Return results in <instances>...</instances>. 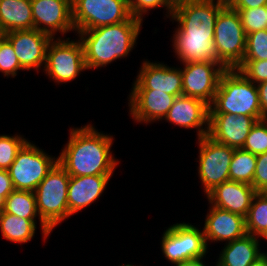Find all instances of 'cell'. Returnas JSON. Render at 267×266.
<instances>
[{
	"instance_id": "40",
	"label": "cell",
	"mask_w": 267,
	"mask_h": 266,
	"mask_svg": "<svg viewBox=\"0 0 267 266\" xmlns=\"http://www.w3.org/2000/svg\"><path fill=\"white\" fill-rule=\"evenodd\" d=\"M198 0H165L166 4L174 11L180 6H183L188 3H192Z\"/></svg>"
},
{
	"instance_id": "25",
	"label": "cell",
	"mask_w": 267,
	"mask_h": 266,
	"mask_svg": "<svg viewBox=\"0 0 267 266\" xmlns=\"http://www.w3.org/2000/svg\"><path fill=\"white\" fill-rule=\"evenodd\" d=\"M36 225L30 219H24L6 212H0V229L8 241L26 243L35 235Z\"/></svg>"
},
{
	"instance_id": "1",
	"label": "cell",
	"mask_w": 267,
	"mask_h": 266,
	"mask_svg": "<svg viewBox=\"0 0 267 266\" xmlns=\"http://www.w3.org/2000/svg\"><path fill=\"white\" fill-rule=\"evenodd\" d=\"M58 163L69 176L112 175L119 160L114 159L111 146L113 138L98 132L93 125L70 130Z\"/></svg>"
},
{
	"instance_id": "5",
	"label": "cell",
	"mask_w": 267,
	"mask_h": 266,
	"mask_svg": "<svg viewBox=\"0 0 267 266\" xmlns=\"http://www.w3.org/2000/svg\"><path fill=\"white\" fill-rule=\"evenodd\" d=\"M246 40L239 13L226 4L215 21L216 61L225 69H237L245 55Z\"/></svg>"
},
{
	"instance_id": "19",
	"label": "cell",
	"mask_w": 267,
	"mask_h": 266,
	"mask_svg": "<svg viewBox=\"0 0 267 266\" xmlns=\"http://www.w3.org/2000/svg\"><path fill=\"white\" fill-rule=\"evenodd\" d=\"M209 208L203 228L206 244L210 240L231 242L247 234L245 217L212 205Z\"/></svg>"
},
{
	"instance_id": "39",
	"label": "cell",
	"mask_w": 267,
	"mask_h": 266,
	"mask_svg": "<svg viewBox=\"0 0 267 266\" xmlns=\"http://www.w3.org/2000/svg\"><path fill=\"white\" fill-rule=\"evenodd\" d=\"M257 90L262 116L267 118V80L258 83Z\"/></svg>"
},
{
	"instance_id": "35",
	"label": "cell",
	"mask_w": 267,
	"mask_h": 266,
	"mask_svg": "<svg viewBox=\"0 0 267 266\" xmlns=\"http://www.w3.org/2000/svg\"><path fill=\"white\" fill-rule=\"evenodd\" d=\"M129 8L133 17L143 20V14L148 10L165 7L168 11V16L171 17L173 10L166 4L165 0H128Z\"/></svg>"
},
{
	"instance_id": "4",
	"label": "cell",
	"mask_w": 267,
	"mask_h": 266,
	"mask_svg": "<svg viewBox=\"0 0 267 266\" xmlns=\"http://www.w3.org/2000/svg\"><path fill=\"white\" fill-rule=\"evenodd\" d=\"M69 181L70 176L57 162L34 191L44 241L53 228L68 218Z\"/></svg>"
},
{
	"instance_id": "46",
	"label": "cell",
	"mask_w": 267,
	"mask_h": 266,
	"mask_svg": "<svg viewBox=\"0 0 267 266\" xmlns=\"http://www.w3.org/2000/svg\"><path fill=\"white\" fill-rule=\"evenodd\" d=\"M265 10H266V23H267V4L265 5Z\"/></svg>"
},
{
	"instance_id": "27",
	"label": "cell",
	"mask_w": 267,
	"mask_h": 266,
	"mask_svg": "<svg viewBox=\"0 0 267 266\" xmlns=\"http://www.w3.org/2000/svg\"><path fill=\"white\" fill-rule=\"evenodd\" d=\"M256 155L248 151L235 149L229 168L230 181L252 185L256 168Z\"/></svg>"
},
{
	"instance_id": "12",
	"label": "cell",
	"mask_w": 267,
	"mask_h": 266,
	"mask_svg": "<svg viewBox=\"0 0 267 266\" xmlns=\"http://www.w3.org/2000/svg\"><path fill=\"white\" fill-rule=\"evenodd\" d=\"M183 66V95L200 99L210 106L226 69L217 61L188 62Z\"/></svg>"
},
{
	"instance_id": "32",
	"label": "cell",
	"mask_w": 267,
	"mask_h": 266,
	"mask_svg": "<svg viewBox=\"0 0 267 266\" xmlns=\"http://www.w3.org/2000/svg\"><path fill=\"white\" fill-rule=\"evenodd\" d=\"M240 15L243 29L247 34L267 29L265 5L256 8L237 10Z\"/></svg>"
},
{
	"instance_id": "10",
	"label": "cell",
	"mask_w": 267,
	"mask_h": 266,
	"mask_svg": "<svg viewBox=\"0 0 267 266\" xmlns=\"http://www.w3.org/2000/svg\"><path fill=\"white\" fill-rule=\"evenodd\" d=\"M198 174L206 195L216 186L230 180L229 168L234 148L216 142L208 135L198 138Z\"/></svg>"
},
{
	"instance_id": "28",
	"label": "cell",
	"mask_w": 267,
	"mask_h": 266,
	"mask_svg": "<svg viewBox=\"0 0 267 266\" xmlns=\"http://www.w3.org/2000/svg\"><path fill=\"white\" fill-rule=\"evenodd\" d=\"M247 234L258 237L267 228V194L257 192L245 218Z\"/></svg>"
},
{
	"instance_id": "18",
	"label": "cell",
	"mask_w": 267,
	"mask_h": 266,
	"mask_svg": "<svg viewBox=\"0 0 267 266\" xmlns=\"http://www.w3.org/2000/svg\"><path fill=\"white\" fill-rule=\"evenodd\" d=\"M164 118L179 127L198 129V138L208 135L209 105L200 99L184 95L176 97Z\"/></svg>"
},
{
	"instance_id": "36",
	"label": "cell",
	"mask_w": 267,
	"mask_h": 266,
	"mask_svg": "<svg viewBox=\"0 0 267 266\" xmlns=\"http://www.w3.org/2000/svg\"><path fill=\"white\" fill-rule=\"evenodd\" d=\"M256 168L253 176V188L257 192L267 191V152L256 155Z\"/></svg>"
},
{
	"instance_id": "16",
	"label": "cell",
	"mask_w": 267,
	"mask_h": 266,
	"mask_svg": "<svg viewBox=\"0 0 267 266\" xmlns=\"http://www.w3.org/2000/svg\"><path fill=\"white\" fill-rule=\"evenodd\" d=\"M129 95L130 115L139 123L164 120L172 107L175 95L154 89H132Z\"/></svg>"
},
{
	"instance_id": "47",
	"label": "cell",
	"mask_w": 267,
	"mask_h": 266,
	"mask_svg": "<svg viewBox=\"0 0 267 266\" xmlns=\"http://www.w3.org/2000/svg\"><path fill=\"white\" fill-rule=\"evenodd\" d=\"M4 33H3V31L1 30V28H0V36H2Z\"/></svg>"
},
{
	"instance_id": "23",
	"label": "cell",
	"mask_w": 267,
	"mask_h": 266,
	"mask_svg": "<svg viewBox=\"0 0 267 266\" xmlns=\"http://www.w3.org/2000/svg\"><path fill=\"white\" fill-rule=\"evenodd\" d=\"M259 245V238L250 234L226 242L216 266H249L264 253L260 251Z\"/></svg>"
},
{
	"instance_id": "2",
	"label": "cell",
	"mask_w": 267,
	"mask_h": 266,
	"mask_svg": "<svg viewBox=\"0 0 267 266\" xmlns=\"http://www.w3.org/2000/svg\"><path fill=\"white\" fill-rule=\"evenodd\" d=\"M142 22L143 20L132 16L121 23L77 31L83 45L87 69L95 70L128 56L136 44Z\"/></svg>"
},
{
	"instance_id": "29",
	"label": "cell",
	"mask_w": 267,
	"mask_h": 266,
	"mask_svg": "<svg viewBox=\"0 0 267 266\" xmlns=\"http://www.w3.org/2000/svg\"><path fill=\"white\" fill-rule=\"evenodd\" d=\"M242 149L254 155L267 152V118L253 125Z\"/></svg>"
},
{
	"instance_id": "22",
	"label": "cell",
	"mask_w": 267,
	"mask_h": 266,
	"mask_svg": "<svg viewBox=\"0 0 267 266\" xmlns=\"http://www.w3.org/2000/svg\"><path fill=\"white\" fill-rule=\"evenodd\" d=\"M172 43L182 63L216 61L214 36L174 35Z\"/></svg>"
},
{
	"instance_id": "24",
	"label": "cell",
	"mask_w": 267,
	"mask_h": 266,
	"mask_svg": "<svg viewBox=\"0 0 267 266\" xmlns=\"http://www.w3.org/2000/svg\"><path fill=\"white\" fill-rule=\"evenodd\" d=\"M0 28L3 33L33 29L30 0H0Z\"/></svg>"
},
{
	"instance_id": "43",
	"label": "cell",
	"mask_w": 267,
	"mask_h": 266,
	"mask_svg": "<svg viewBox=\"0 0 267 266\" xmlns=\"http://www.w3.org/2000/svg\"><path fill=\"white\" fill-rule=\"evenodd\" d=\"M259 237H263V239L267 240V228L258 236Z\"/></svg>"
},
{
	"instance_id": "48",
	"label": "cell",
	"mask_w": 267,
	"mask_h": 266,
	"mask_svg": "<svg viewBox=\"0 0 267 266\" xmlns=\"http://www.w3.org/2000/svg\"><path fill=\"white\" fill-rule=\"evenodd\" d=\"M0 52H1V36H0Z\"/></svg>"
},
{
	"instance_id": "13",
	"label": "cell",
	"mask_w": 267,
	"mask_h": 266,
	"mask_svg": "<svg viewBox=\"0 0 267 266\" xmlns=\"http://www.w3.org/2000/svg\"><path fill=\"white\" fill-rule=\"evenodd\" d=\"M23 70L45 67L47 48L52 37L37 29L14 30L5 33Z\"/></svg>"
},
{
	"instance_id": "37",
	"label": "cell",
	"mask_w": 267,
	"mask_h": 266,
	"mask_svg": "<svg viewBox=\"0 0 267 266\" xmlns=\"http://www.w3.org/2000/svg\"><path fill=\"white\" fill-rule=\"evenodd\" d=\"M14 190L8 170L0 169V196L6 199Z\"/></svg>"
},
{
	"instance_id": "38",
	"label": "cell",
	"mask_w": 267,
	"mask_h": 266,
	"mask_svg": "<svg viewBox=\"0 0 267 266\" xmlns=\"http://www.w3.org/2000/svg\"><path fill=\"white\" fill-rule=\"evenodd\" d=\"M267 4V0H232L229 5L235 10L261 7Z\"/></svg>"
},
{
	"instance_id": "42",
	"label": "cell",
	"mask_w": 267,
	"mask_h": 266,
	"mask_svg": "<svg viewBox=\"0 0 267 266\" xmlns=\"http://www.w3.org/2000/svg\"><path fill=\"white\" fill-rule=\"evenodd\" d=\"M249 266H267V252L260 255Z\"/></svg>"
},
{
	"instance_id": "7",
	"label": "cell",
	"mask_w": 267,
	"mask_h": 266,
	"mask_svg": "<svg viewBox=\"0 0 267 266\" xmlns=\"http://www.w3.org/2000/svg\"><path fill=\"white\" fill-rule=\"evenodd\" d=\"M57 162L58 159L27 141L8 169L14 190L34 192Z\"/></svg>"
},
{
	"instance_id": "14",
	"label": "cell",
	"mask_w": 267,
	"mask_h": 266,
	"mask_svg": "<svg viewBox=\"0 0 267 266\" xmlns=\"http://www.w3.org/2000/svg\"><path fill=\"white\" fill-rule=\"evenodd\" d=\"M34 28L52 38L56 32L66 34L75 30L71 0H30ZM43 26V27H42Z\"/></svg>"
},
{
	"instance_id": "30",
	"label": "cell",
	"mask_w": 267,
	"mask_h": 266,
	"mask_svg": "<svg viewBox=\"0 0 267 266\" xmlns=\"http://www.w3.org/2000/svg\"><path fill=\"white\" fill-rule=\"evenodd\" d=\"M25 138L15 135H0V169L8 170L14 162L18 151L27 142Z\"/></svg>"
},
{
	"instance_id": "20",
	"label": "cell",
	"mask_w": 267,
	"mask_h": 266,
	"mask_svg": "<svg viewBox=\"0 0 267 266\" xmlns=\"http://www.w3.org/2000/svg\"><path fill=\"white\" fill-rule=\"evenodd\" d=\"M256 193L250 184L229 180L211 190L207 198L212 206L246 218Z\"/></svg>"
},
{
	"instance_id": "17",
	"label": "cell",
	"mask_w": 267,
	"mask_h": 266,
	"mask_svg": "<svg viewBox=\"0 0 267 266\" xmlns=\"http://www.w3.org/2000/svg\"><path fill=\"white\" fill-rule=\"evenodd\" d=\"M133 89H154L176 97L181 96L183 95L182 71L164 63L143 61Z\"/></svg>"
},
{
	"instance_id": "3",
	"label": "cell",
	"mask_w": 267,
	"mask_h": 266,
	"mask_svg": "<svg viewBox=\"0 0 267 266\" xmlns=\"http://www.w3.org/2000/svg\"><path fill=\"white\" fill-rule=\"evenodd\" d=\"M235 114L264 119L259 104L257 84L237 69H226L220 77L209 114Z\"/></svg>"
},
{
	"instance_id": "45",
	"label": "cell",
	"mask_w": 267,
	"mask_h": 266,
	"mask_svg": "<svg viewBox=\"0 0 267 266\" xmlns=\"http://www.w3.org/2000/svg\"><path fill=\"white\" fill-rule=\"evenodd\" d=\"M221 2H223L224 4H229L232 0H220Z\"/></svg>"
},
{
	"instance_id": "21",
	"label": "cell",
	"mask_w": 267,
	"mask_h": 266,
	"mask_svg": "<svg viewBox=\"0 0 267 266\" xmlns=\"http://www.w3.org/2000/svg\"><path fill=\"white\" fill-rule=\"evenodd\" d=\"M112 175L70 176L68 217L96 201L106 189Z\"/></svg>"
},
{
	"instance_id": "33",
	"label": "cell",
	"mask_w": 267,
	"mask_h": 266,
	"mask_svg": "<svg viewBox=\"0 0 267 266\" xmlns=\"http://www.w3.org/2000/svg\"><path fill=\"white\" fill-rule=\"evenodd\" d=\"M18 70H23L19 60L14 52L11 43L6 39L5 34L1 36V52H0V72L7 76L17 75Z\"/></svg>"
},
{
	"instance_id": "11",
	"label": "cell",
	"mask_w": 267,
	"mask_h": 266,
	"mask_svg": "<svg viewBox=\"0 0 267 266\" xmlns=\"http://www.w3.org/2000/svg\"><path fill=\"white\" fill-rule=\"evenodd\" d=\"M225 5L220 0H198L178 7L171 15L180 25L173 35L214 36L216 18Z\"/></svg>"
},
{
	"instance_id": "34",
	"label": "cell",
	"mask_w": 267,
	"mask_h": 266,
	"mask_svg": "<svg viewBox=\"0 0 267 266\" xmlns=\"http://www.w3.org/2000/svg\"><path fill=\"white\" fill-rule=\"evenodd\" d=\"M237 70L255 84L267 80V60H243Z\"/></svg>"
},
{
	"instance_id": "31",
	"label": "cell",
	"mask_w": 267,
	"mask_h": 266,
	"mask_svg": "<svg viewBox=\"0 0 267 266\" xmlns=\"http://www.w3.org/2000/svg\"><path fill=\"white\" fill-rule=\"evenodd\" d=\"M243 60H267V29L247 34Z\"/></svg>"
},
{
	"instance_id": "6",
	"label": "cell",
	"mask_w": 267,
	"mask_h": 266,
	"mask_svg": "<svg viewBox=\"0 0 267 266\" xmlns=\"http://www.w3.org/2000/svg\"><path fill=\"white\" fill-rule=\"evenodd\" d=\"M75 31L121 23L132 17L128 0H71Z\"/></svg>"
},
{
	"instance_id": "15",
	"label": "cell",
	"mask_w": 267,
	"mask_h": 266,
	"mask_svg": "<svg viewBox=\"0 0 267 266\" xmlns=\"http://www.w3.org/2000/svg\"><path fill=\"white\" fill-rule=\"evenodd\" d=\"M257 122L254 117L235 114H209L208 136L218 143L234 149L243 148L251 128Z\"/></svg>"
},
{
	"instance_id": "44",
	"label": "cell",
	"mask_w": 267,
	"mask_h": 266,
	"mask_svg": "<svg viewBox=\"0 0 267 266\" xmlns=\"http://www.w3.org/2000/svg\"><path fill=\"white\" fill-rule=\"evenodd\" d=\"M4 202H5V199L0 196V211H2L4 208Z\"/></svg>"
},
{
	"instance_id": "9",
	"label": "cell",
	"mask_w": 267,
	"mask_h": 266,
	"mask_svg": "<svg viewBox=\"0 0 267 266\" xmlns=\"http://www.w3.org/2000/svg\"><path fill=\"white\" fill-rule=\"evenodd\" d=\"M161 241L163 255L174 266L189 259L205 257L208 252L203 230L189 223H176L170 226L164 232Z\"/></svg>"
},
{
	"instance_id": "49",
	"label": "cell",
	"mask_w": 267,
	"mask_h": 266,
	"mask_svg": "<svg viewBox=\"0 0 267 266\" xmlns=\"http://www.w3.org/2000/svg\"><path fill=\"white\" fill-rule=\"evenodd\" d=\"M122 266H133V265H131V264L124 265V264H123Z\"/></svg>"
},
{
	"instance_id": "26",
	"label": "cell",
	"mask_w": 267,
	"mask_h": 266,
	"mask_svg": "<svg viewBox=\"0 0 267 266\" xmlns=\"http://www.w3.org/2000/svg\"><path fill=\"white\" fill-rule=\"evenodd\" d=\"M2 212H6L24 219H30L35 225L37 210L35 193L32 191L13 190L5 199Z\"/></svg>"
},
{
	"instance_id": "41",
	"label": "cell",
	"mask_w": 267,
	"mask_h": 266,
	"mask_svg": "<svg viewBox=\"0 0 267 266\" xmlns=\"http://www.w3.org/2000/svg\"><path fill=\"white\" fill-rule=\"evenodd\" d=\"M203 258L204 257L189 259L177 266H206L205 264H203Z\"/></svg>"
},
{
	"instance_id": "8",
	"label": "cell",
	"mask_w": 267,
	"mask_h": 266,
	"mask_svg": "<svg viewBox=\"0 0 267 266\" xmlns=\"http://www.w3.org/2000/svg\"><path fill=\"white\" fill-rule=\"evenodd\" d=\"M52 38L47 48L45 73L56 83L74 80L81 71L87 70L83 45L80 40L70 41Z\"/></svg>"
}]
</instances>
